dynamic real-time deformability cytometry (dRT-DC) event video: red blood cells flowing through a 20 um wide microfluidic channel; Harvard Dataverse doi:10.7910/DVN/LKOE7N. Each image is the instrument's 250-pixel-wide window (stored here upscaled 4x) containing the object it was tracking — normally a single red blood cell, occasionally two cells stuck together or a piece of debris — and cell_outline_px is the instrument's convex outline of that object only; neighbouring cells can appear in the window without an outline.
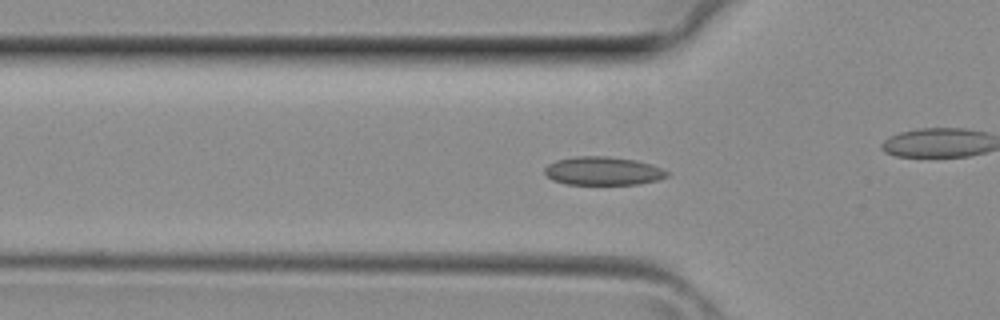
{"species": "common noctule bat (a hibernating species)", "species_latin": "Nyctalus noctula", "temperature_condition": "room temperature", "stored_images_in_passage": 39, "camera_frame_rate_fps": 3000, "um_per_image_px": 0.085, "animal": {"sex": "female", "body_mass_g": 29.2, "forearm_length_mm": 56.3}, "frame": {"image": 1, "passage_image": 12, "time_ms": 3.667, "image_size_px": [1000, 320], "cell_outline_px": [[668, 176], [656, 180], [636, 184], [568, 184], [552, 180], [544, 172], [544, 168], [548, 164], [556, 160], [576, 156], [608, 156], [636, 160], [652, 164], [668, 172]], "centroid_in_image_um": [51.23, 14.52], "position_along_channel_um": 74.6, "area_um2": 20.17}}
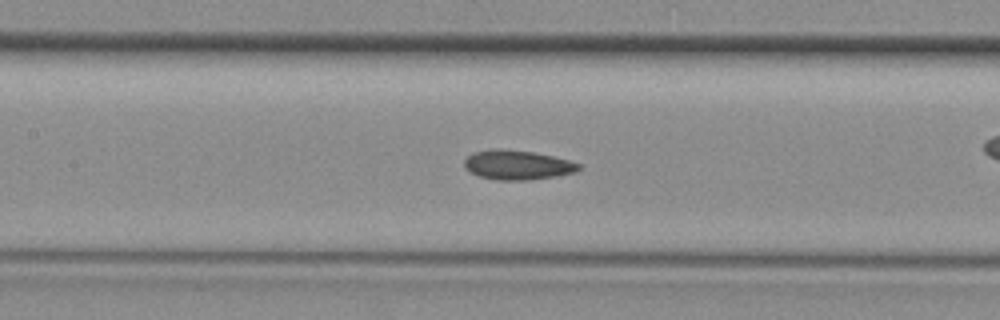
{"frame": {"image": 2, "passage_image": 17, "time_ms": 5.333, "image_size_px": [1000, 320], "cell_outline_px": [[580, 168], [576, 172], [556, 176], [528, 180], [496, 180], [480, 176], [464, 168], [464, 160], [472, 152], [496, 148], [500, 148], [532, 152], [552, 156], [568, 160], [580, 164]], "centroid_in_image_um": [43.96, 14.02], "position_along_channel_um": 163.4, "area_um2": 19.59}}
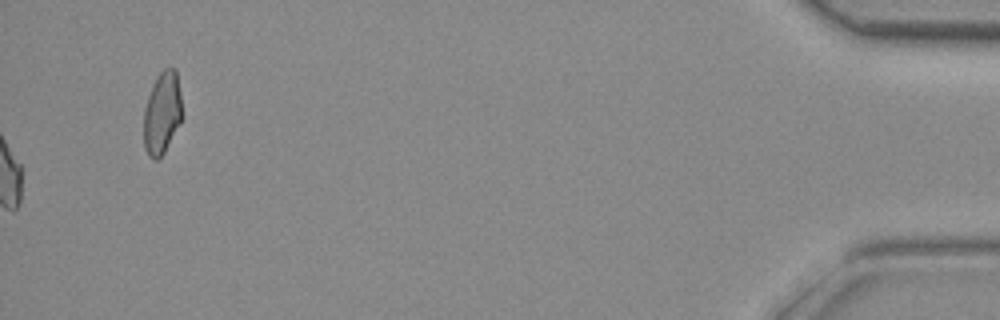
{"frame": {"image": 3, "passage_image": 39, "time_ms": 12.667, "image_size_px": [1000, 320], "cell_outline_px": [[180, 124], [164, 152], [156, 160], [148, 156], [144, 148], [144, 108], [152, 84], [156, 76], [164, 68], [176, 68], [180, 92]], "centroid_in_image_um": [13.76, 9.58], "position_along_channel_um": 421.4, "area_um2": 18.26}}